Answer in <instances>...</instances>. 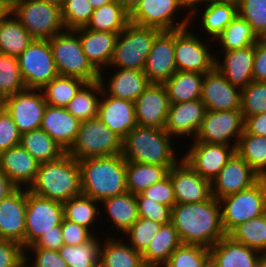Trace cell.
<instances>
[{
    "label": "cell",
    "mask_w": 266,
    "mask_h": 267,
    "mask_svg": "<svg viewBox=\"0 0 266 267\" xmlns=\"http://www.w3.org/2000/svg\"><path fill=\"white\" fill-rule=\"evenodd\" d=\"M171 223L182 244L211 248L227 235L222 226L220 201L213 196L203 202L176 203Z\"/></svg>",
    "instance_id": "1"
},
{
    "label": "cell",
    "mask_w": 266,
    "mask_h": 267,
    "mask_svg": "<svg viewBox=\"0 0 266 267\" xmlns=\"http://www.w3.org/2000/svg\"><path fill=\"white\" fill-rule=\"evenodd\" d=\"M82 194L99 202L127 192L126 160L122 154L78 161Z\"/></svg>",
    "instance_id": "2"
},
{
    "label": "cell",
    "mask_w": 266,
    "mask_h": 267,
    "mask_svg": "<svg viewBox=\"0 0 266 267\" xmlns=\"http://www.w3.org/2000/svg\"><path fill=\"white\" fill-rule=\"evenodd\" d=\"M29 191L61 203L81 195L78 161L66 152L56 160L40 164L36 179L29 187Z\"/></svg>",
    "instance_id": "3"
},
{
    "label": "cell",
    "mask_w": 266,
    "mask_h": 267,
    "mask_svg": "<svg viewBox=\"0 0 266 267\" xmlns=\"http://www.w3.org/2000/svg\"><path fill=\"white\" fill-rule=\"evenodd\" d=\"M172 140L164 129L137 125L123 139L122 156L126 161L165 166L169 170L179 161Z\"/></svg>",
    "instance_id": "4"
},
{
    "label": "cell",
    "mask_w": 266,
    "mask_h": 267,
    "mask_svg": "<svg viewBox=\"0 0 266 267\" xmlns=\"http://www.w3.org/2000/svg\"><path fill=\"white\" fill-rule=\"evenodd\" d=\"M7 8L34 39L50 40L65 30L61 7L38 0H8Z\"/></svg>",
    "instance_id": "5"
},
{
    "label": "cell",
    "mask_w": 266,
    "mask_h": 267,
    "mask_svg": "<svg viewBox=\"0 0 266 267\" xmlns=\"http://www.w3.org/2000/svg\"><path fill=\"white\" fill-rule=\"evenodd\" d=\"M49 44L59 75L80 78L85 82L99 80L100 72L84 54L75 30L65 29L52 37Z\"/></svg>",
    "instance_id": "6"
},
{
    "label": "cell",
    "mask_w": 266,
    "mask_h": 267,
    "mask_svg": "<svg viewBox=\"0 0 266 267\" xmlns=\"http://www.w3.org/2000/svg\"><path fill=\"white\" fill-rule=\"evenodd\" d=\"M122 149L123 139L97 117L80 123L75 141L67 153L79 161L122 154Z\"/></svg>",
    "instance_id": "7"
},
{
    "label": "cell",
    "mask_w": 266,
    "mask_h": 267,
    "mask_svg": "<svg viewBox=\"0 0 266 267\" xmlns=\"http://www.w3.org/2000/svg\"><path fill=\"white\" fill-rule=\"evenodd\" d=\"M161 30L129 23L116 41L110 67L143 71L155 37Z\"/></svg>",
    "instance_id": "8"
},
{
    "label": "cell",
    "mask_w": 266,
    "mask_h": 267,
    "mask_svg": "<svg viewBox=\"0 0 266 267\" xmlns=\"http://www.w3.org/2000/svg\"><path fill=\"white\" fill-rule=\"evenodd\" d=\"M222 226L228 234L237 225L263 215L266 211V178H260L248 189L219 200Z\"/></svg>",
    "instance_id": "9"
},
{
    "label": "cell",
    "mask_w": 266,
    "mask_h": 267,
    "mask_svg": "<svg viewBox=\"0 0 266 267\" xmlns=\"http://www.w3.org/2000/svg\"><path fill=\"white\" fill-rule=\"evenodd\" d=\"M182 8L189 10L186 0H141L129 14V20L135 25L161 31L178 30L192 24L190 12L180 22H175V16Z\"/></svg>",
    "instance_id": "10"
},
{
    "label": "cell",
    "mask_w": 266,
    "mask_h": 267,
    "mask_svg": "<svg viewBox=\"0 0 266 267\" xmlns=\"http://www.w3.org/2000/svg\"><path fill=\"white\" fill-rule=\"evenodd\" d=\"M18 62L26 89L41 90L59 75L49 40L34 39L18 56Z\"/></svg>",
    "instance_id": "11"
},
{
    "label": "cell",
    "mask_w": 266,
    "mask_h": 267,
    "mask_svg": "<svg viewBox=\"0 0 266 267\" xmlns=\"http://www.w3.org/2000/svg\"><path fill=\"white\" fill-rule=\"evenodd\" d=\"M63 218V203L37 196L27 188L24 249L33 245L43 233L61 225Z\"/></svg>",
    "instance_id": "12"
},
{
    "label": "cell",
    "mask_w": 266,
    "mask_h": 267,
    "mask_svg": "<svg viewBox=\"0 0 266 267\" xmlns=\"http://www.w3.org/2000/svg\"><path fill=\"white\" fill-rule=\"evenodd\" d=\"M189 27L174 30V51L177 71H191L201 74L215 68V57L211 48L196 34L188 31ZM210 51V52H209Z\"/></svg>",
    "instance_id": "13"
},
{
    "label": "cell",
    "mask_w": 266,
    "mask_h": 267,
    "mask_svg": "<svg viewBox=\"0 0 266 267\" xmlns=\"http://www.w3.org/2000/svg\"><path fill=\"white\" fill-rule=\"evenodd\" d=\"M244 122L241 110H207L194 141L237 147L239 138L244 131ZM231 138L235 139L234 144H231L233 142V139L230 141Z\"/></svg>",
    "instance_id": "14"
},
{
    "label": "cell",
    "mask_w": 266,
    "mask_h": 267,
    "mask_svg": "<svg viewBox=\"0 0 266 267\" xmlns=\"http://www.w3.org/2000/svg\"><path fill=\"white\" fill-rule=\"evenodd\" d=\"M46 105L42 90L35 89L15 93L5 98L2 104L21 135L40 128Z\"/></svg>",
    "instance_id": "15"
},
{
    "label": "cell",
    "mask_w": 266,
    "mask_h": 267,
    "mask_svg": "<svg viewBox=\"0 0 266 267\" xmlns=\"http://www.w3.org/2000/svg\"><path fill=\"white\" fill-rule=\"evenodd\" d=\"M176 203L203 202L212 197L211 182L203 178L182 158L169 169Z\"/></svg>",
    "instance_id": "16"
},
{
    "label": "cell",
    "mask_w": 266,
    "mask_h": 267,
    "mask_svg": "<svg viewBox=\"0 0 266 267\" xmlns=\"http://www.w3.org/2000/svg\"><path fill=\"white\" fill-rule=\"evenodd\" d=\"M193 143L190 148L188 147L189 151L184 153L182 159L210 182L236 152L235 146L196 141H193Z\"/></svg>",
    "instance_id": "17"
},
{
    "label": "cell",
    "mask_w": 266,
    "mask_h": 267,
    "mask_svg": "<svg viewBox=\"0 0 266 267\" xmlns=\"http://www.w3.org/2000/svg\"><path fill=\"white\" fill-rule=\"evenodd\" d=\"M261 177L236 152L211 182L212 196L220 200L248 189Z\"/></svg>",
    "instance_id": "18"
},
{
    "label": "cell",
    "mask_w": 266,
    "mask_h": 267,
    "mask_svg": "<svg viewBox=\"0 0 266 267\" xmlns=\"http://www.w3.org/2000/svg\"><path fill=\"white\" fill-rule=\"evenodd\" d=\"M242 90L233 86L216 68L204 74L200 100L209 111L241 109Z\"/></svg>",
    "instance_id": "19"
},
{
    "label": "cell",
    "mask_w": 266,
    "mask_h": 267,
    "mask_svg": "<svg viewBox=\"0 0 266 267\" xmlns=\"http://www.w3.org/2000/svg\"><path fill=\"white\" fill-rule=\"evenodd\" d=\"M176 71L174 30L161 31L154 39L143 72L150 83L163 84Z\"/></svg>",
    "instance_id": "20"
},
{
    "label": "cell",
    "mask_w": 266,
    "mask_h": 267,
    "mask_svg": "<svg viewBox=\"0 0 266 267\" xmlns=\"http://www.w3.org/2000/svg\"><path fill=\"white\" fill-rule=\"evenodd\" d=\"M134 103L139 126L165 128L170 101L163 84L150 83Z\"/></svg>",
    "instance_id": "21"
},
{
    "label": "cell",
    "mask_w": 266,
    "mask_h": 267,
    "mask_svg": "<svg viewBox=\"0 0 266 267\" xmlns=\"http://www.w3.org/2000/svg\"><path fill=\"white\" fill-rule=\"evenodd\" d=\"M17 188L0 202V239L20 243L24 248L27 189Z\"/></svg>",
    "instance_id": "22"
},
{
    "label": "cell",
    "mask_w": 266,
    "mask_h": 267,
    "mask_svg": "<svg viewBox=\"0 0 266 267\" xmlns=\"http://www.w3.org/2000/svg\"><path fill=\"white\" fill-rule=\"evenodd\" d=\"M206 111L205 104L200 99L170 103L164 130L172 138L186 135L195 138Z\"/></svg>",
    "instance_id": "23"
},
{
    "label": "cell",
    "mask_w": 266,
    "mask_h": 267,
    "mask_svg": "<svg viewBox=\"0 0 266 267\" xmlns=\"http://www.w3.org/2000/svg\"><path fill=\"white\" fill-rule=\"evenodd\" d=\"M99 97L102 98L98 106V119L112 132L124 139L138 125L135 103L106 95L103 91L102 96Z\"/></svg>",
    "instance_id": "24"
},
{
    "label": "cell",
    "mask_w": 266,
    "mask_h": 267,
    "mask_svg": "<svg viewBox=\"0 0 266 267\" xmlns=\"http://www.w3.org/2000/svg\"><path fill=\"white\" fill-rule=\"evenodd\" d=\"M40 163L21 145L0 153V170L18 188L29 187L34 183Z\"/></svg>",
    "instance_id": "25"
},
{
    "label": "cell",
    "mask_w": 266,
    "mask_h": 267,
    "mask_svg": "<svg viewBox=\"0 0 266 267\" xmlns=\"http://www.w3.org/2000/svg\"><path fill=\"white\" fill-rule=\"evenodd\" d=\"M80 123L65 107L46 105L40 128L67 152L75 141Z\"/></svg>",
    "instance_id": "26"
},
{
    "label": "cell",
    "mask_w": 266,
    "mask_h": 267,
    "mask_svg": "<svg viewBox=\"0 0 266 267\" xmlns=\"http://www.w3.org/2000/svg\"><path fill=\"white\" fill-rule=\"evenodd\" d=\"M224 52L223 62L215 58V68L233 86L244 89L253 81L254 45Z\"/></svg>",
    "instance_id": "27"
},
{
    "label": "cell",
    "mask_w": 266,
    "mask_h": 267,
    "mask_svg": "<svg viewBox=\"0 0 266 267\" xmlns=\"http://www.w3.org/2000/svg\"><path fill=\"white\" fill-rule=\"evenodd\" d=\"M75 31L80 38L83 52L91 64L99 72H102V67L103 70L104 67H109L119 34L90 30L85 27Z\"/></svg>",
    "instance_id": "28"
},
{
    "label": "cell",
    "mask_w": 266,
    "mask_h": 267,
    "mask_svg": "<svg viewBox=\"0 0 266 267\" xmlns=\"http://www.w3.org/2000/svg\"><path fill=\"white\" fill-rule=\"evenodd\" d=\"M209 254L218 267H261L262 253L227 235L209 248Z\"/></svg>",
    "instance_id": "29"
},
{
    "label": "cell",
    "mask_w": 266,
    "mask_h": 267,
    "mask_svg": "<svg viewBox=\"0 0 266 267\" xmlns=\"http://www.w3.org/2000/svg\"><path fill=\"white\" fill-rule=\"evenodd\" d=\"M118 70L110 77V81L108 80V86H105L104 74L100 72L99 82L102 91L106 95L134 102L143 93L150 82L147 80L145 73L141 70L120 68Z\"/></svg>",
    "instance_id": "30"
},
{
    "label": "cell",
    "mask_w": 266,
    "mask_h": 267,
    "mask_svg": "<svg viewBox=\"0 0 266 267\" xmlns=\"http://www.w3.org/2000/svg\"><path fill=\"white\" fill-rule=\"evenodd\" d=\"M34 40L7 8L0 16V53L18 57Z\"/></svg>",
    "instance_id": "31"
},
{
    "label": "cell",
    "mask_w": 266,
    "mask_h": 267,
    "mask_svg": "<svg viewBox=\"0 0 266 267\" xmlns=\"http://www.w3.org/2000/svg\"><path fill=\"white\" fill-rule=\"evenodd\" d=\"M181 244L173 224H162L147 249L142 253L145 266H164Z\"/></svg>",
    "instance_id": "32"
},
{
    "label": "cell",
    "mask_w": 266,
    "mask_h": 267,
    "mask_svg": "<svg viewBox=\"0 0 266 267\" xmlns=\"http://www.w3.org/2000/svg\"><path fill=\"white\" fill-rule=\"evenodd\" d=\"M110 235L101 244L99 267H145L142 253Z\"/></svg>",
    "instance_id": "33"
},
{
    "label": "cell",
    "mask_w": 266,
    "mask_h": 267,
    "mask_svg": "<svg viewBox=\"0 0 266 267\" xmlns=\"http://www.w3.org/2000/svg\"><path fill=\"white\" fill-rule=\"evenodd\" d=\"M204 74L191 71H176L163 85L170 103H181L201 98Z\"/></svg>",
    "instance_id": "34"
},
{
    "label": "cell",
    "mask_w": 266,
    "mask_h": 267,
    "mask_svg": "<svg viewBox=\"0 0 266 267\" xmlns=\"http://www.w3.org/2000/svg\"><path fill=\"white\" fill-rule=\"evenodd\" d=\"M100 203L105 207L110 221L116 226V230L125 233L138 219V204L136 194L126 192L124 194L107 198Z\"/></svg>",
    "instance_id": "35"
},
{
    "label": "cell",
    "mask_w": 266,
    "mask_h": 267,
    "mask_svg": "<svg viewBox=\"0 0 266 267\" xmlns=\"http://www.w3.org/2000/svg\"><path fill=\"white\" fill-rule=\"evenodd\" d=\"M129 23V13L114 0L95 9L85 28L119 34Z\"/></svg>",
    "instance_id": "36"
},
{
    "label": "cell",
    "mask_w": 266,
    "mask_h": 267,
    "mask_svg": "<svg viewBox=\"0 0 266 267\" xmlns=\"http://www.w3.org/2000/svg\"><path fill=\"white\" fill-rule=\"evenodd\" d=\"M203 6L201 27L213 41L238 14L237 1L210 2Z\"/></svg>",
    "instance_id": "37"
},
{
    "label": "cell",
    "mask_w": 266,
    "mask_h": 267,
    "mask_svg": "<svg viewBox=\"0 0 266 267\" xmlns=\"http://www.w3.org/2000/svg\"><path fill=\"white\" fill-rule=\"evenodd\" d=\"M20 145L40 164L56 160L66 152L41 128L23 133Z\"/></svg>",
    "instance_id": "38"
},
{
    "label": "cell",
    "mask_w": 266,
    "mask_h": 267,
    "mask_svg": "<svg viewBox=\"0 0 266 267\" xmlns=\"http://www.w3.org/2000/svg\"><path fill=\"white\" fill-rule=\"evenodd\" d=\"M102 87L99 82H86L65 107L79 121H86L98 117L99 97Z\"/></svg>",
    "instance_id": "39"
},
{
    "label": "cell",
    "mask_w": 266,
    "mask_h": 267,
    "mask_svg": "<svg viewBox=\"0 0 266 267\" xmlns=\"http://www.w3.org/2000/svg\"><path fill=\"white\" fill-rule=\"evenodd\" d=\"M165 166L126 161L127 192L138 194L168 175Z\"/></svg>",
    "instance_id": "40"
},
{
    "label": "cell",
    "mask_w": 266,
    "mask_h": 267,
    "mask_svg": "<svg viewBox=\"0 0 266 267\" xmlns=\"http://www.w3.org/2000/svg\"><path fill=\"white\" fill-rule=\"evenodd\" d=\"M236 153L261 177L266 178V136L247 133L239 138Z\"/></svg>",
    "instance_id": "41"
},
{
    "label": "cell",
    "mask_w": 266,
    "mask_h": 267,
    "mask_svg": "<svg viewBox=\"0 0 266 267\" xmlns=\"http://www.w3.org/2000/svg\"><path fill=\"white\" fill-rule=\"evenodd\" d=\"M216 40L220 42L224 51H232L255 45L259 38L250 24L237 14Z\"/></svg>",
    "instance_id": "42"
},
{
    "label": "cell",
    "mask_w": 266,
    "mask_h": 267,
    "mask_svg": "<svg viewBox=\"0 0 266 267\" xmlns=\"http://www.w3.org/2000/svg\"><path fill=\"white\" fill-rule=\"evenodd\" d=\"M85 83L80 78L58 75L41 90L47 105L66 107Z\"/></svg>",
    "instance_id": "43"
},
{
    "label": "cell",
    "mask_w": 266,
    "mask_h": 267,
    "mask_svg": "<svg viewBox=\"0 0 266 267\" xmlns=\"http://www.w3.org/2000/svg\"><path fill=\"white\" fill-rule=\"evenodd\" d=\"M95 235L83 244L63 245L58 251L68 267H99L101 243Z\"/></svg>",
    "instance_id": "44"
},
{
    "label": "cell",
    "mask_w": 266,
    "mask_h": 267,
    "mask_svg": "<svg viewBox=\"0 0 266 267\" xmlns=\"http://www.w3.org/2000/svg\"><path fill=\"white\" fill-rule=\"evenodd\" d=\"M97 203L100 202L83 194L73 197L63 203L64 218L89 229L98 220L97 212L100 210Z\"/></svg>",
    "instance_id": "45"
},
{
    "label": "cell",
    "mask_w": 266,
    "mask_h": 267,
    "mask_svg": "<svg viewBox=\"0 0 266 267\" xmlns=\"http://www.w3.org/2000/svg\"><path fill=\"white\" fill-rule=\"evenodd\" d=\"M235 242L246 245L260 253L264 252L265 213L259 217L241 223L228 234Z\"/></svg>",
    "instance_id": "46"
},
{
    "label": "cell",
    "mask_w": 266,
    "mask_h": 267,
    "mask_svg": "<svg viewBox=\"0 0 266 267\" xmlns=\"http://www.w3.org/2000/svg\"><path fill=\"white\" fill-rule=\"evenodd\" d=\"M25 89L18 57L0 53V95L5 99Z\"/></svg>",
    "instance_id": "47"
},
{
    "label": "cell",
    "mask_w": 266,
    "mask_h": 267,
    "mask_svg": "<svg viewBox=\"0 0 266 267\" xmlns=\"http://www.w3.org/2000/svg\"><path fill=\"white\" fill-rule=\"evenodd\" d=\"M237 12L259 39L266 38V0H237Z\"/></svg>",
    "instance_id": "48"
},
{
    "label": "cell",
    "mask_w": 266,
    "mask_h": 267,
    "mask_svg": "<svg viewBox=\"0 0 266 267\" xmlns=\"http://www.w3.org/2000/svg\"><path fill=\"white\" fill-rule=\"evenodd\" d=\"M93 11L94 8L88 0H65L61 7L65 29L75 30L86 27Z\"/></svg>",
    "instance_id": "49"
},
{
    "label": "cell",
    "mask_w": 266,
    "mask_h": 267,
    "mask_svg": "<svg viewBox=\"0 0 266 267\" xmlns=\"http://www.w3.org/2000/svg\"><path fill=\"white\" fill-rule=\"evenodd\" d=\"M240 110L244 119L266 112V81H252L242 89Z\"/></svg>",
    "instance_id": "50"
},
{
    "label": "cell",
    "mask_w": 266,
    "mask_h": 267,
    "mask_svg": "<svg viewBox=\"0 0 266 267\" xmlns=\"http://www.w3.org/2000/svg\"><path fill=\"white\" fill-rule=\"evenodd\" d=\"M209 255V248L207 247L181 244L171 254L164 267H201Z\"/></svg>",
    "instance_id": "51"
},
{
    "label": "cell",
    "mask_w": 266,
    "mask_h": 267,
    "mask_svg": "<svg viewBox=\"0 0 266 267\" xmlns=\"http://www.w3.org/2000/svg\"><path fill=\"white\" fill-rule=\"evenodd\" d=\"M161 223L140 218L124 233L130 240V246L136 251L143 253L149 246L152 238L157 234Z\"/></svg>",
    "instance_id": "52"
},
{
    "label": "cell",
    "mask_w": 266,
    "mask_h": 267,
    "mask_svg": "<svg viewBox=\"0 0 266 267\" xmlns=\"http://www.w3.org/2000/svg\"><path fill=\"white\" fill-rule=\"evenodd\" d=\"M138 215L140 218L156 221L161 224L171 223L172 208L159 204L141 193L136 194Z\"/></svg>",
    "instance_id": "53"
},
{
    "label": "cell",
    "mask_w": 266,
    "mask_h": 267,
    "mask_svg": "<svg viewBox=\"0 0 266 267\" xmlns=\"http://www.w3.org/2000/svg\"><path fill=\"white\" fill-rule=\"evenodd\" d=\"M21 134L11 115L0 106V153L20 145Z\"/></svg>",
    "instance_id": "54"
},
{
    "label": "cell",
    "mask_w": 266,
    "mask_h": 267,
    "mask_svg": "<svg viewBox=\"0 0 266 267\" xmlns=\"http://www.w3.org/2000/svg\"><path fill=\"white\" fill-rule=\"evenodd\" d=\"M31 250L35 260L29 264L27 251ZM24 267H68L66 261L60 256L59 251L42 248H33L31 245L24 249Z\"/></svg>",
    "instance_id": "55"
},
{
    "label": "cell",
    "mask_w": 266,
    "mask_h": 267,
    "mask_svg": "<svg viewBox=\"0 0 266 267\" xmlns=\"http://www.w3.org/2000/svg\"><path fill=\"white\" fill-rule=\"evenodd\" d=\"M144 197L149 198L159 204L172 208L176 204L174 189L171 178L167 175L161 181L154 183L140 192Z\"/></svg>",
    "instance_id": "56"
},
{
    "label": "cell",
    "mask_w": 266,
    "mask_h": 267,
    "mask_svg": "<svg viewBox=\"0 0 266 267\" xmlns=\"http://www.w3.org/2000/svg\"><path fill=\"white\" fill-rule=\"evenodd\" d=\"M0 267H24V248L20 243L0 239Z\"/></svg>",
    "instance_id": "57"
},
{
    "label": "cell",
    "mask_w": 266,
    "mask_h": 267,
    "mask_svg": "<svg viewBox=\"0 0 266 267\" xmlns=\"http://www.w3.org/2000/svg\"><path fill=\"white\" fill-rule=\"evenodd\" d=\"M61 231L63 244L69 246H75L88 242L93 236V230L87 229L76 223L63 218L61 223Z\"/></svg>",
    "instance_id": "58"
},
{
    "label": "cell",
    "mask_w": 266,
    "mask_h": 267,
    "mask_svg": "<svg viewBox=\"0 0 266 267\" xmlns=\"http://www.w3.org/2000/svg\"><path fill=\"white\" fill-rule=\"evenodd\" d=\"M253 81H266V38L259 39L254 45Z\"/></svg>",
    "instance_id": "59"
},
{
    "label": "cell",
    "mask_w": 266,
    "mask_h": 267,
    "mask_svg": "<svg viewBox=\"0 0 266 267\" xmlns=\"http://www.w3.org/2000/svg\"><path fill=\"white\" fill-rule=\"evenodd\" d=\"M61 225L53 227L52 231L43 233L38 240L31 245L33 248H42L58 251L63 246Z\"/></svg>",
    "instance_id": "60"
},
{
    "label": "cell",
    "mask_w": 266,
    "mask_h": 267,
    "mask_svg": "<svg viewBox=\"0 0 266 267\" xmlns=\"http://www.w3.org/2000/svg\"><path fill=\"white\" fill-rule=\"evenodd\" d=\"M244 130L253 135L266 136V112L246 117Z\"/></svg>",
    "instance_id": "61"
},
{
    "label": "cell",
    "mask_w": 266,
    "mask_h": 267,
    "mask_svg": "<svg viewBox=\"0 0 266 267\" xmlns=\"http://www.w3.org/2000/svg\"><path fill=\"white\" fill-rule=\"evenodd\" d=\"M18 187L11 181V179L0 170V202Z\"/></svg>",
    "instance_id": "62"
},
{
    "label": "cell",
    "mask_w": 266,
    "mask_h": 267,
    "mask_svg": "<svg viewBox=\"0 0 266 267\" xmlns=\"http://www.w3.org/2000/svg\"><path fill=\"white\" fill-rule=\"evenodd\" d=\"M187 1V5L189 8V12H190V20H193L197 15V7L198 5L201 3H210V2H224V1H237V0H186ZM199 3V4H198Z\"/></svg>",
    "instance_id": "63"
},
{
    "label": "cell",
    "mask_w": 266,
    "mask_h": 267,
    "mask_svg": "<svg viewBox=\"0 0 266 267\" xmlns=\"http://www.w3.org/2000/svg\"><path fill=\"white\" fill-rule=\"evenodd\" d=\"M121 6L130 14L141 0H117Z\"/></svg>",
    "instance_id": "64"
},
{
    "label": "cell",
    "mask_w": 266,
    "mask_h": 267,
    "mask_svg": "<svg viewBox=\"0 0 266 267\" xmlns=\"http://www.w3.org/2000/svg\"><path fill=\"white\" fill-rule=\"evenodd\" d=\"M90 4L93 6L94 10L98 9L99 7L108 4L114 0H88Z\"/></svg>",
    "instance_id": "65"
},
{
    "label": "cell",
    "mask_w": 266,
    "mask_h": 267,
    "mask_svg": "<svg viewBox=\"0 0 266 267\" xmlns=\"http://www.w3.org/2000/svg\"><path fill=\"white\" fill-rule=\"evenodd\" d=\"M201 267H218L216 261L209 255L203 262Z\"/></svg>",
    "instance_id": "66"
},
{
    "label": "cell",
    "mask_w": 266,
    "mask_h": 267,
    "mask_svg": "<svg viewBox=\"0 0 266 267\" xmlns=\"http://www.w3.org/2000/svg\"><path fill=\"white\" fill-rule=\"evenodd\" d=\"M38 1H44L47 3H51V4H55L59 7H62V5L64 4L65 0H38Z\"/></svg>",
    "instance_id": "67"
},
{
    "label": "cell",
    "mask_w": 266,
    "mask_h": 267,
    "mask_svg": "<svg viewBox=\"0 0 266 267\" xmlns=\"http://www.w3.org/2000/svg\"><path fill=\"white\" fill-rule=\"evenodd\" d=\"M7 9V0H0V16L5 12Z\"/></svg>",
    "instance_id": "68"
},
{
    "label": "cell",
    "mask_w": 266,
    "mask_h": 267,
    "mask_svg": "<svg viewBox=\"0 0 266 267\" xmlns=\"http://www.w3.org/2000/svg\"><path fill=\"white\" fill-rule=\"evenodd\" d=\"M261 267H266V252L262 253L261 257Z\"/></svg>",
    "instance_id": "69"
},
{
    "label": "cell",
    "mask_w": 266,
    "mask_h": 267,
    "mask_svg": "<svg viewBox=\"0 0 266 267\" xmlns=\"http://www.w3.org/2000/svg\"><path fill=\"white\" fill-rule=\"evenodd\" d=\"M264 252H266V211H265V238H264Z\"/></svg>",
    "instance_id": "70"
},
{
    "label": "cell",
    "mask_w": 266,
    "mask_h": 267,
    "mask_svg": "<svg viewBox=\"0 0 266 267\" xmlns=\"http://www.w3.org/2000/svg\"><path fill=\"white\" fill-rule=\"evenodd\" d=\"M4 98L0 95V106H2Z\"/></svg>",
    "instance_id": "71"
},
{
    "label": "cell",
    "mask_w": 266,
    "mask_h": 267,
    "mask_svg": "<svg viewBox=\"0 0 266 267\" xmlns=\"http://www.w3.org/2000/svg\"><path fill=\"white\" fill-rule=\"evenodd\" d=\"M145 267H163V266H145Z\"/></svg>",
    "instance_id": "72"
}]
</instances>
